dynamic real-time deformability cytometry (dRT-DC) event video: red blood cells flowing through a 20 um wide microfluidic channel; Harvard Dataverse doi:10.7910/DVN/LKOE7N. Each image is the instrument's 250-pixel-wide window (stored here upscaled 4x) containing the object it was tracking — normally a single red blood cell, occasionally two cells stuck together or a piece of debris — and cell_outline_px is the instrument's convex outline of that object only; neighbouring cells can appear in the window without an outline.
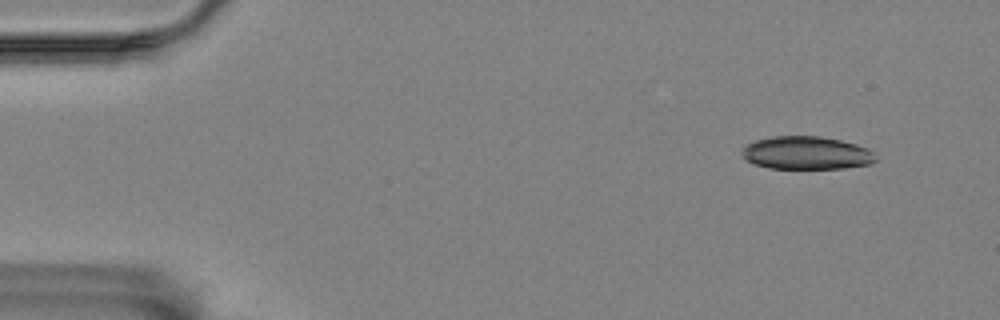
{"species": "Egyptian fruit bat (a non-hibernating species)", "species_latin": "Rousettus aegyptiacus", "temperature_condition": "room temperature", "stored_images_in_passage": 4, "camera_frame_rate_fps": 3000, "um_per_image_px": 0.085, "animal": {"sex": "female"}, "frame": {"image": 1, "passage_image": 1, "time_ms": 0.0, "image_size_px": [1000, 320], "cell_outline_px": [[876, 160], [872, 164], [844, 168], [768, 168], [756, 164], [748, 160], [740, 152], [748, 144], [756, 140], [772, 136], [820, 136], [840, 140], [856, 144], [868, 148], [872, 152]], "centroid_in_image_um": [68.57, 12.99], "position_along_channel_um": 16.4, "area_um2": 25.55}}